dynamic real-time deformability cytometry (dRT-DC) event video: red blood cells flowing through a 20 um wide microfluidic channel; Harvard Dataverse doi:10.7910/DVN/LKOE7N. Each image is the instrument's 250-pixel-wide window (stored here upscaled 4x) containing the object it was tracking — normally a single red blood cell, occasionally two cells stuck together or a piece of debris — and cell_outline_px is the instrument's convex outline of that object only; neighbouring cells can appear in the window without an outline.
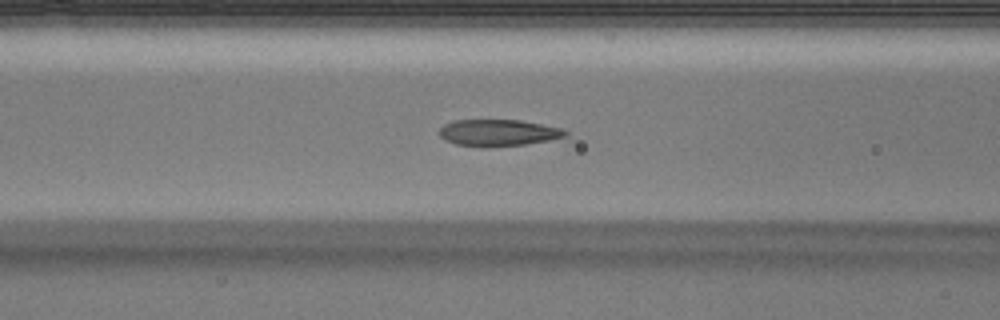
{"species": "Egyptian fruit bat (a non-hibernating species)", "species_latin": "Rousettus aegyptiacus", "temperature_condition": "warm", "stored_images_in_passage": 34, "camera_frame_rate_fps": 3000, "um_per_image_px": 0.085, "animal": {"sex": "male"}, "frame": {"image": 1, "passage_image": 13, "time_ms": 4.0, "image_size_px": [1000, 320], "cell_outline_px": [[568, 136], [548, 140], [524, 144], [488, 148], [484, 148], [456, 144], [444, 140], [440, 136], [440, 128], [444, 124], [452, 120], [520, 120], [560, 128], [568, 132]], "centroid_in_image_um": [42.31, 11.29], "position_along_channel_um": 124.3, "area_um2": 19.65}}
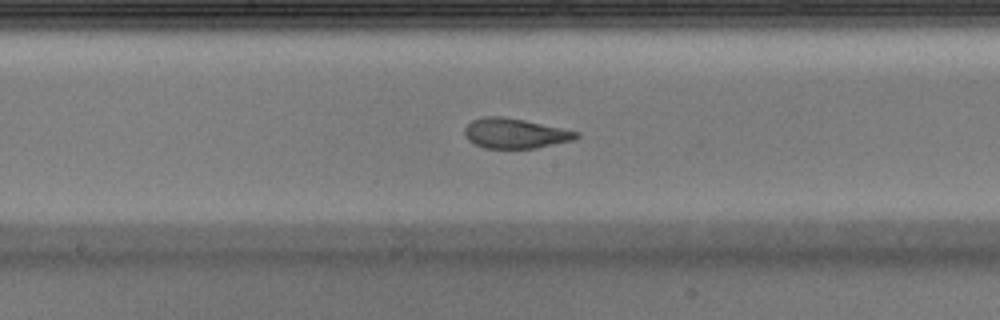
{"frame": {"image": 2, "passage_image": 19, "time_ms": 6.0, "image_size_px": [1000, 320], "cell_outline_px": [[580, 136], [572, 140], [536, 148], [484, 148], [468, 140], [464, 132], [464, 128], [472, 120], [484, 116], [504, 116], [524, 120], [580, 132]], "centroid_in_image_um": [43.76, 11.33], "position_along_channel_um": 204.4, "area_um2": 19.42}}
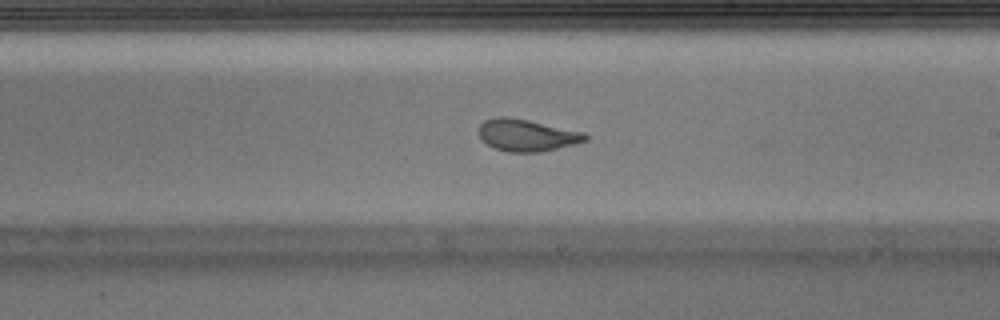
{"frame": {"image": 3, "passage_image": 22, "time_ms": 7.0, "image_size_px": [1000, 320], "cell_outline_px": [[588, 140], [540, 152], [508, 152], [496, 148], [480, 140], [476, 132], [480, 124], [484, 120], [496, 116], [508, 116], [528, 120], [584, 132], [588, 136]], "centroid_in_image_um": [44.71, 11.48], "position_along_channel_um": 244.3, "area_um2": 19.94}}